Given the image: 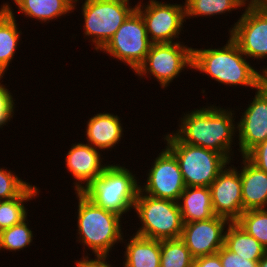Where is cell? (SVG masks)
<instances>
[{"label": "cell", "mask_w": 267, "mask_h": 267, "mask_svg": "<svg viewBox=\"0 0 267 267\" xmlns=\"http://www.w3.org/2000/svg\"><path fill=\"white\" fill-rule=\"evenodd\" d=\"M193 48L178 41L175 43H154L144 62L134 72L136 76H153L160 88H167L185 69L192 70ZM149 74V75H148Z\"/></svg>", "instance_id": "obj_8"}, {"label": "cell", "mask_w": 267, "mask_h": 267, "mask_svg": "<svg viewBox=\"0 0 267 267\" xmlns=\"http://www.w3.org/2000/svg\"><path fill=\"white\" fill-rule=\"evenodd\" d=\"M75 195L78 201L76 242L83 245V255L90 256L87 249L94 255L110 256L109 253L114 250L116 244L121 243L125 237L121 222L124 218L100 208L82 192H75Z\"/></svg>", "instance_id": "obj_3"}, {"label": "cell", "mask_w": 267, "mask_h": 267, "mask_svg": "<svg viewBox=\"0 0 267 267\" xmlns=\"http://www.w3.org/2000/svg\"><path fill=\"white\" fill-rule=\"evenodd\" d=\"M147 169L146 181L140 183V191L158 199L178 202L185 190V182L175 155L165 146Z\"/></svg>", "instance_id": "obj_11"}, {"label": "cell", "mask_w": 267, "mask_h": 267, "mask_svg": "<svg viewBox=\"0 0 267 267\" xmlns=\"http://www.w3.org/2000/svg\"><path fill=\"white\" fill-rule=\"evenodd\" d=\"M65 154V166L71 177L75 180L72 188L75 192H82L99 175L103 173L109 162L105 164L101 150L88 143H72ZM103 163V164H102Z\"/></svg>", "instance_id": "obj_16"}, {"label": "cell", "mask_w": 267, "mask_h": 267, "mask_svg": "<svg viewBox=\"0 0 267 267\" xmlns=\"http://www.w3.org/2000/svg\"><path fill=\"white\" fill-rule=\"evenodd\" d=\"M86 141L102 152L114 149L123 139L124 128L120 116L110 112H99L86 122Z\"/></svg>", "instance_id": "obj_17"}, {"label": "cell", "mask_w": 267, "mask_h": 267, "mask_svg": "<svg viewBox=\"0 0 267 267\" xmlns=\"http://www.w3.org/2000/svg\"><path fill=\"white\" fill-rule=\"evenodd\" d=\"M29 185L30 182L23 181L15 171L0 167V201L19 196Z\"/></svg>", "instance_id": "obj_29"}, {"label": "cell", "mask_w": 267, "mask_h": 267, "mask_svg": "<svg viewBox=\"0 0 267 267\" xmlns=\"http://www.w3.org/2000/svg\"><path fill=\"white\" fill-rule=\"evenodd\" d=\"M17 7V12L24 17L39 21L40 23H50L54 19L68 16L77 9L80 0H11Z\"/></svg>", "instance_id": "obj_19"}, {"label": "cell", "mask_w": 267, "mask_h": 267, "mask_svg": "<svg viewBox=\"0 0 267 267\" xmlns=\"http://www.w3.org/2000/svg\"><path fill=\"white\" fill-rule=\"evenodd\" d=\"M7 85L6 83L4 85H0V129L3 128V126H8V123L13 119L14 114H15V102L16 99L13 96V93L11 90H9L5 86Z\"/></svg>", "instance_id": "obj_30"}, {"label": "cell", "mask_w": 267, "mask_h": 267, "mask_svg": "<svg viewBox=\"0 0 267 267\" xmlns=\"http://www.w3.org/2000/svg\"><path fill=\"white\" fill-rule=\"evenodd\" d=\"M178 205L183 223L208 220L215 216L209 187H185Z\"/></svg>", "instance_id": "obj_21"}, {"label": "cell", "mask_w": 267, "mask_h": 267, "mask_svg": "<svg viewBox=\"0 0 267 267\" xmlns=\"http://www.w3.org/2000/svg\"><path fill=\"white\" fill-rule=\"evenodd\" d=\"M142 1V2H141ZM139 0L136 10L141 14L150 41L154 43L178 42L183 30L185 5L149 0Z\"/></svg>", "instance_id": "obj_10"}, {"label": "cell", "mask_w": 267, "mask_h": 267, "mask_svg": "<svg viewBox=\"0 0 267 267\" xmlns=\"http://www.w3.org/2000/svg\"><path fill=\"white\" fill-rule=\"evenodd\" d=\"M0 7V65L8 70L23 33L18 27L14 7L8 1Z\"/></svg>", "instance_id": "obj_22"}, {"label": "cell", "mask_w": 267, "mask_h": 267, "mask_svg": "<svg viewBox=\"0 0 267 267\" xmlns=\"http://www.w3.org/2000/svg\"><path fill=\"white\" fill-rule=\"evenodd\" d=\"M185 18L214 17L244 7L236 0H185Z\"/></svg>", "instance_id": "obj_25"}, {"label": "cell", "mask_w": 267, "mask_h": 267, "mask_svg": "<svg viewBox=\"0 0 267 267\" xmlns=\"http://www.w3.org/2000/svg\"><path fill=\"white\" fill-rule=\"evenodd\" d=\"M254 7L260 10L267 11V0H255Z\"/></svg>", "instance_id": "obj_35"}, {"label": "cell", "mask_w": 267, "mask_h": 267, "mask_svg": "<svg viewBox=\"0 0 267 267\" xmlns=\"http://www.w3.org/2000/svg\"><path fill=\"white\" fill-rule=\"evenodd\" d=\"M222 267H258V261H251L228 250L224 245L217 252Z\"/></svg>", "instance_id": "obj_31"}, {"label": "cell", "mask_w": 267, "mask_h": 267, "mask_svg": "<svg viewBox=\"0 0 267 267\" xmlns=\"http://www.w3.org/2000/svg\"><path fill=\"white\" fill-rule=\"evenodd\" d=\"M27 219L28 217L21 223L1 231L0 252L1 250L9 252L23 251L24 248L31 246L35 235L32 228L29 227L30 220Z\"/></svg>", "instance_id": "obj_27"}, {"label": "cell", "mask_w": 267, "mask_h": 267, "mask_svg": "<svg viewBox=\"0 0 267 267\" xmlns=\"http://www.w3.org/2000/svg\"><path fill=\"white\" fill-rule=\"evenodd\" d=\"M135 212L141 222L135 234L155 240L181 238L184 223L178 202L154 198L139 190Z\"/></svg>", "instance_id": "obj_6"}, {"label": "cell", "mask_w": 267, "mask_h": 267, "mask_svg": "<svg viewBox=\"0 0 267 267\" xmlns=\"http://www.w3.org/2000/svg\"><path fill=\"white\" fill-rule=\"evenodd\" d=\"M130 0H82L84 36L100 51L136 9ZM90 38V39H89Z\"/></svg>", "instance_id": "obj_7"}, {"label": "cell", "mask_w": 267, "mask_h": 267, "mask_svg": "<svg viewBox=\"0 0 267 267\" xmlns=\"http://www.w3.org/2000/svg\"><path fill=\"white\" fill-rule=\"evenodd\" d=\"M241 158L243 210L266 209L267 173L255 166L245 156H241Z\"/></svg>", "instance_id": "obj_18"}, {"label": "cell", "mask_w": 267, "mask_h": 267, "mask_svg": "<svg viewBox=\"0 0 267 267\" xmlns=\"http://www.w3.org/2000/svg\"><path fill=\"white\" fill-rule=\"evenodd\" d=\"M152 44L145 22L135 9L99 52L115 58L135 72L144 62Z\"/></svg>", "instance_id": "obj_9"}, {"label": "cell", "mask_w": 267, "mask_h": 267, "mask_svg": "<svg viewBox=\"0 0 267 267\" xmlns=\"http://www.w3.org/2000/svg\"><path fill=\"white\" fill-rule=\"evenodd\" d=\"M230 221L215 215L208 220L184 223L181 239L194 259L217 253L224 245L225 230Z\"/></svg>", "instance_id": "obj_15"}, {"label": "cell", "mask_w": 267, "mask_h": 267, "mask_svg": "<svg viewBox=\"0 0 267 267\" xmlns=\"http://www.w3.org/2000/svg\"><path fill=\"white\" fill-rule=\"evenodd\" d=\"M252 99L237 122L236 145H239L240 156L267 139V86L264 83Z\"/></svg>", "instance_id": "obj_13"}, {"label": "cell", "mask_w": 267, "mask_h": 267, "mask_svg": "<svg viewBox=\"0 0 267 267\" xmlns=\"http://www.w3.org/2000/svg\"><path fill=\"white\" fill-rule=\"evenodd\" d=\"M261 70L264 72V84L267 86V66H263Z\"/></svg>", "instance_id": "obj_39"}, {"label": "cell", "mask_w": 267, "mask_h": 267, "mask_svg": "<svg viewBox=\"0 0 267 267\" xmlns=\"http://www.w3.org/2000/svg\"><path fill=\"white\" fill-rule=\"evenodd\" d=\"M193 261L181 238L161 240L160 267H192Z\"/></svg>", "instance_id": "obj_26"}, {"label": "cell", "mask_w": 267, "mask_h": 267, "mask_svg": "<svg viewBox=\"0 0 267 267\" xmlns=\"http://www.w3.org/2000/svg\"><path fill=\"white\" fill-rule=\"evenodd\" d=\"M258 267H267V253L258 261Z\"/></svg>", "instance_id": "obj_37"}, {"label": "cell", "mask_w": 267, "mask_h": 267, "mask_svg": "<svg viewBox=\"0 0 267 267\" xmlns=\"http://www.w3.org/2000/svg\"><path fill=\"white\" fill-rule=\"evenodd\" d=\"M192 267H222L218 253L194 259Z\"/></svg>", "instance_id": "obj_34"}, {"label": "cell", "mask_w": 267, "mask_h": 267, "mask_svg": "<svg viewBox=\"0 0 267 267\" xmlns=\"http://www.w3.org/2000/svg\"><path fill=\"white\" fill-rule=\"evenodd\" d=\"M228 36L247 58L261 62L267 58V11L255 7L245 8Z\"/></svg>", "instance_id": "obj_12"}, {"label": "cell", "mask_w": 267, "mask_h": 267, "mask_svg": "<svg viewBox=\"0 0 267 267\" xmlns=\"http://www.w3.org/2000/svg\"><path fill=\"white\" fill-rule=\"evenodd\" d=\"M164 144L175 155L186 187H210L230 162L220 153L183 143L173 132L165 133Z\"/></svg>", "instance_id": "obj_5"}, {"label": "cell", "mask_w": 267, "mask_h": 267, "mask_svg": "<svg viewBox=\"0 0 267 267\" xmlns=\"http://www.w3.org/2000/svg\"><path fill=\"white\" fill-rule=\"evenodd\" d=\"M228 165L218 174L209 189L214 214L235 222L244 212L241 175L239 167Z\"/></svg>", "instance_id": "obj_14"}, {"label": "cell", "mask_w": 267, "mask_h": 267, "mask_svg": "<svg viewBox=\"0 0 267 267\" xmlns=\"http://www.w3.org/2000/svg\"><path fill=\"white\" fill-rule=\"evenodd\" d=\"M125 243L122 267H160L161 240L132 234ZM128 240V242H126Z\"/></svg>", "instance_id": "obj_20"}, {"label": "cell", "mask_w": 267, "mask_h": 267, "mask_svg": "<svg viewBox=\"0 0 267 267\" xmlns=\"http://www.w3.org/2000/svg\"><path fill=\"white\" fill-rule=\"evenodd\" d=\"M238 1L244 8L254 7L255 0H236Z\"/></svg>", "instance_id": "obj_36"}, {"label": "cell", "mask_w": 267, "mask_h": 267, "mask_svg": "<svg viewBox=\"0 0 267 267\" xmlns=\"http://www.w3.org/2000/svg\"><path fill=\"white\" fill-rule=\"evenodd\" d=\"M5 72L7 73V70L0 65V85H3L2 82L4 81L2 79L5 78Z\"/></svg>", "instance_id": "obj_38"}, {"label": "cell", "mask_w": 267, "mask_h": 267, "mask_svg": "<svg viewBox=\"0 0 267 267\" xmlns=\"http://www.w3.org/2000/svg\"><path fill=\"white\" fill-rule=\"evenodd\" d=\"M224 246L231 252L251 261H259L267 253L261 243L236 222L228 224L224 235Z\"/></svg>", "instance_id": "obj_23"}, {"label": "cell", "mask_w": 267, "mask_h": 267, "mask_svg": "<svg viewBox=\"0 0 267 267\" xmlns=\"http://www.w3.org/2000/svg\"><path fill=\"white\" fill-rule=\"evenodd\" d=\"M109 162L110 164L103 173L89 184L82 193L100 208L114 212L124 218V215L134 209L140 190V179L124 164L121 166Z\"/></svg>", "instance_id": "obj_4"}, {"label": "cell", "mask_w": 267, "mask_h": 267, "mask_svg": "<svg viewBox=\"0 0 267 267\" xmlns=\"http://www.w3.org/2000/svg\"><path fill=\"white\" fill-rule=\"evenodd\" d=\"M40 189L30 184L19 196L0 201V229L4 230L21 223L28 217L27 202L39 197ZM26 203V204H25Z\"/></svg>", "instance_id": "obj_24"}, {"label": "cell", "mask_w": 267, "mask_h": 267, "mask_svg": "<svg viewBox=\"0 0 267 267\" xmlns=\"http://www.w3.org/2000/svg\"><path fill=\"white\" fill-rule=\"evenodd\" d=\"M238 45L229 37L219 48H193L192 70L205 73L212 80L228 87L258 89L264 83V72L253 67Z\"/></svg>", "instance_id": "obj_2"}, {"label": "cell", "mask_w": 267, "mask_h": 267, "mask_svg": "<svg viewBox=\"0 0 267 267\" xmlns=\"http://www.w3.org/2000/svg\"><path fill=\"white\" fill-rule=\"evenodd\" d=\"M95 258L89 257L88 255H82V257L75 261V267H114L108 260L107 255H94Z\"/></svg>", "instance_id": "obj_33"}, {"label": "cell", "mask_w": 267, "mask_h": 267, "mask_svg": "<svg viewBox=\"0 0 267 267\" xmlns=\"http://www.w3.org/2000/svg\"><path fill=\"white\" fill-rule=\"evenodd\" d=\"M235 222L267 250V208L246 210Z\"/></svg>", "instance_id": "obj_28"}, {"label": "cell", "mask_w": 267, "mask_h": 267, "mask_svg": "<svg viewBox=\"0 0 267 267\" xmlns=\"http://www.w3.org/2000/svg\"><path fill=\"white\" fill-rule=\"evenodd\" d=\"M245 157L259 169L267 173V139L252 148Z\"/></svg>", "instance_id": "obj_32"}, {"label": "cell", "mask_w": 267, "mask_h": 267, "mask_svg": "<svg viewBox=\"0 0 267 267\" xmlns=\"http://www.w3.org/2000/svg\"><path fill=\"white\" fill-rule=\"evenodd\" d=\"M224 108L208 104L199 109L188 110L179 118L177 130L172 132L183 143L216 151L232 163L235 160L232 145L237 134V115L234 113L235 108Z\"/></svg>", "instance_id": "obj_1"}]
</instances>
